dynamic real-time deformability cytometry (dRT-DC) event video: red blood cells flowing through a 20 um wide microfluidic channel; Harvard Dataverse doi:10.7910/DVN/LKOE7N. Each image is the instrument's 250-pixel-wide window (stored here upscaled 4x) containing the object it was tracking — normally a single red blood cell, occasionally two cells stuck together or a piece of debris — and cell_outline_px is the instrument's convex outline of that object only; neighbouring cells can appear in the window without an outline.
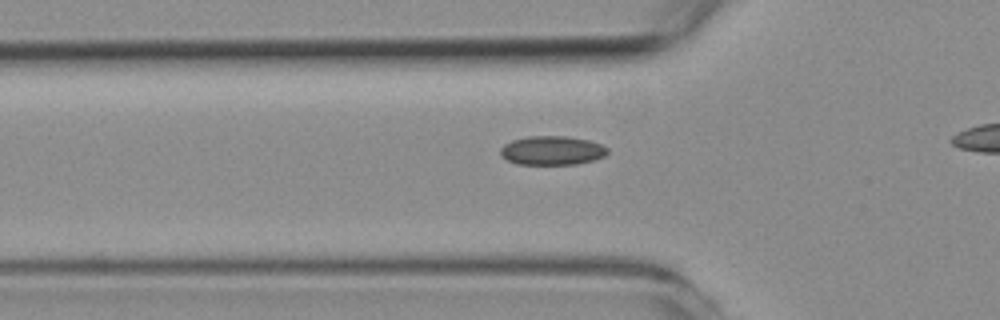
{"species": "common noctule bat (a hibernating species)", "species_latin": "Nyctalus noctula", "temperature_condition": "room temperature", "stored_images_in_passage": 35, "camera_frame_rate_fps": 3000, "um_per_image_px": 0.085, "animal": {"sex": "female", "body_mass_g": 19.3, "forearm_length_mm": 54.1}, "frame": {"image": 1, "passage_image": 8, "time_ms": 2.333, "image_size_px": [1000, 320], "cell_outline_px": [[608, 152], [604, 156], [592, 160], [576, 164], [516, 164], [500, 156], [500, 148], [504, 144], [512, 140], [528, 136], [568, 136], [588, 140], [600, 144], [608, 148]], "centroid_in_image_um": [46.89, 12.78], "position_along_channel_um": 78.9, "area_um2": 18.09}}
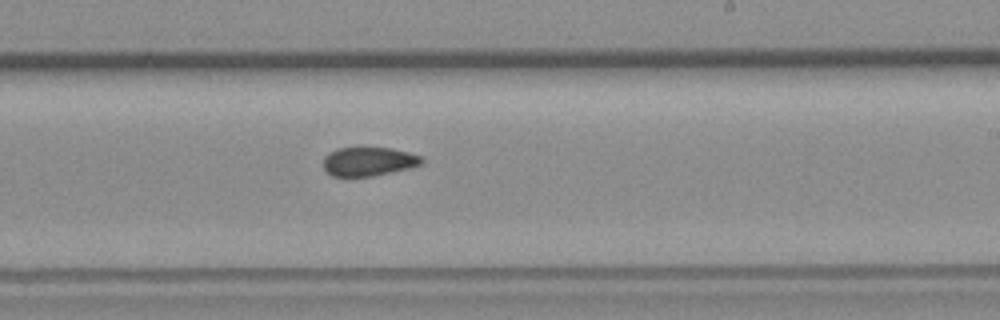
{"frame": {"image": 2, "passage_image": 23, "time_ms": 7.333, "image_size_px": [1000, 320], "cell_outline_px": [[424, 160], [420, 164], [408, 168], [372, 176], [332, 176], [324, 168], [324, 156], [328, 152], [336, 148], [392, 148], [408, 152], [420, 156]], "centroid_in_image_um": [31.3, 13.72], "position_along_channel_um": 257.7, "area_um2": 16.36}}
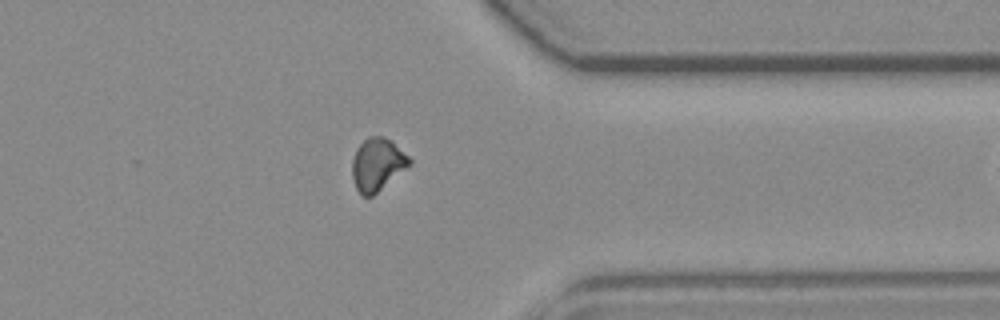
{"frame": {"image": 3, "passage_image": 34, "time_ms": 11.0, "image_size_px": [1000, 320], "cell_outline_px": [[412, 164], [372, 196], [364, 196], [356, 188], [352, 180], [352, 160], [356, 148], [368, 136], [384, 136], [408, 156], [412, 160]], "centroid_in_image_um": [32.06, 13.98], "position_along_channel_um": 379.3, "area_um2": 17.4}}